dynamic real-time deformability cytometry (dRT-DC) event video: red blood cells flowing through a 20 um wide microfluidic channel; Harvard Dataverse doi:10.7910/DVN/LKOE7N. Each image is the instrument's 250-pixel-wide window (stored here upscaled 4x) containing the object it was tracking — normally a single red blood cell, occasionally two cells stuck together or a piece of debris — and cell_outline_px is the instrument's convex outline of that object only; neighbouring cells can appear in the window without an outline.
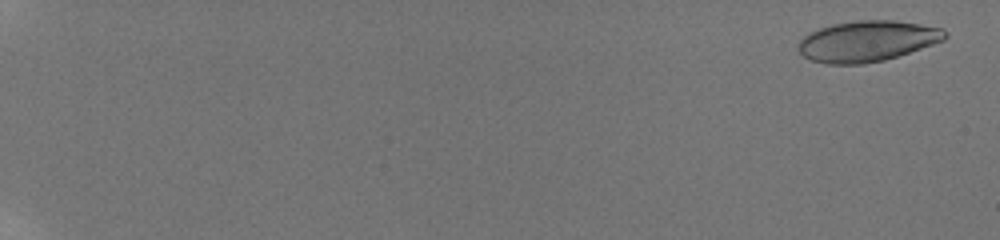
{"species": "human", "species_latin": "Homo sapiens", "temperature_condition": "room temperature", "stored_images_in_passage": 45, "camera_frame_rate_fps": 3000, "um_per_image_px": 0.085, "donor": {"sex": "male"}, "frame": {"image": 1, "passage_image": 3, "time_ms": 0.667, "image_size_px": [1000, 240], "cell_outline_px": [[948, 36], [944, 40], [884, 60], [864, 64], [828, 64], [812, 60], [804, 56], [796, 48], [800, 40], [804, 36], [820, 28], [832, 24], [856, 20], [896, 20], [920, 24], [940, 28]], "centroid_in_image_um": [73.68, 3.49], "position_along_channel_um": 11.3, "area_um2": 34.56}}
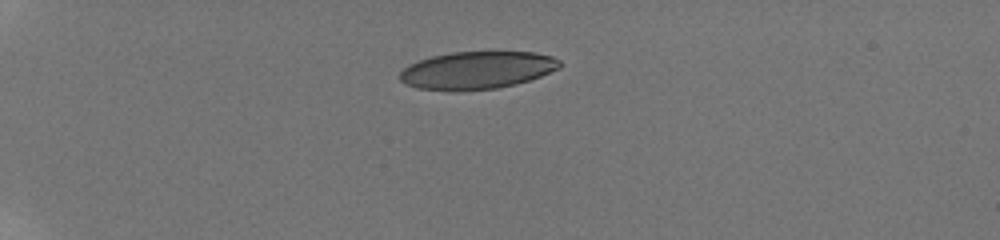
{"frame": {"image": 2, "passage_image": 36, "time_ms": 6.0, "image_size_px": [1000, 240], "cell_outline_px": [[564, 64], [560, 68], [540, 76], [516, 84], [496, 88], [460, 92], [452, 92], [416, 88], [404, 84], [400, 80], [400, 72], [408, 64], [432, 56], [452, 52], [536, 52], [552, 56], [560, 60]], "centroid_in_image_um": [40.54, 5.98], "position_along_channel_um": 44.5, "area_um2": 35.49}}